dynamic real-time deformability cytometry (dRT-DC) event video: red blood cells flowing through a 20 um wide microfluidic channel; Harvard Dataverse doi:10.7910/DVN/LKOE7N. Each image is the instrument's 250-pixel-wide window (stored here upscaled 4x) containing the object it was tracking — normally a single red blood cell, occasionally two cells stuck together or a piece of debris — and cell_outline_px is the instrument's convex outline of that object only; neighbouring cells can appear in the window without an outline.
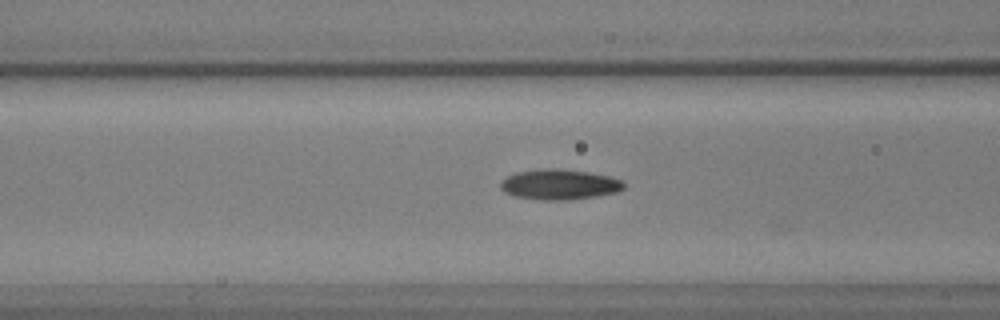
{"species": "common noctule bat (a hibernating species)", "species_latin": "Nyctalus noctula", "temperature_condition": "warm", "stored_images_in_passage": 48, "camera_frame_rate_fps": 3000, "um_per_image_px": 0.085, "animal": {"sex": "male", "body_mass_g": 17.9, "forearm_length_mm": 54.2}, "frame": {"image": 1, "passage_image": 24, "time_ms": 7.667, "image_size_px": [1000, 320], "cell_outline_px": [[624, 188], [616, 192], [592, 196], [564, 200], [544, 200], [512, 196], [504, 192], [500, 188], [500, 180], [516, 172], [544, 168], [560, 168], [588, 172], [608, 176], [620, 180], [624, 184]], "centroid_in_image_um": [47.47, 15.67], "position_along_channel_um": 119.1, "area_um2": 21.68}}
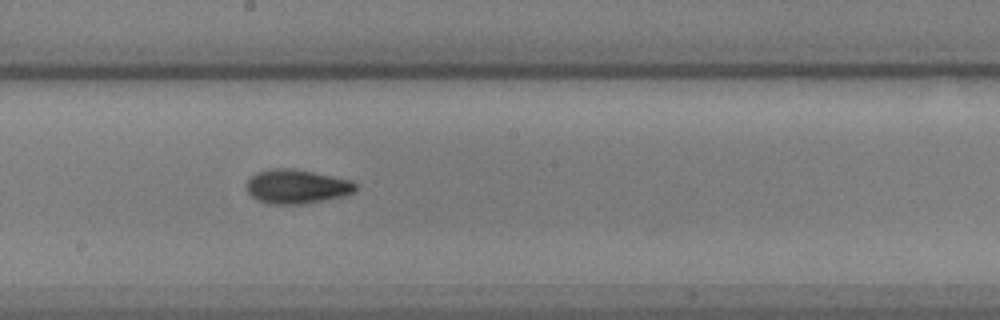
{"frame": {"image": 2, "passage_image": 33, "time_ms": 10.667, "image_size_px": [1000, 320], "cell_outline_px": [[360, 184], [356, 192], [344, 196], [304, 204], [268, 204], [256, 200], [248, 192], [248, 180], [256, 172], [272, 168], [296, 168], [352, 180]], "centroid_in_image_um": [25.29, 15.85], "position_along_channel_um": 222.9, "area_um2": 22.08}}
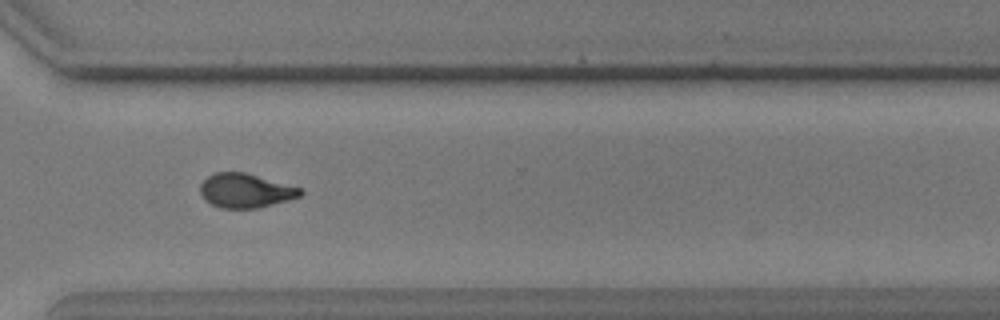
{"frame": {"image": 3, "passage_image": 44, "time_ms": 14.333, "image_size_px": [1000, 320], "cell_outline_px": [[304, 192], [300, 196], [288, 200], [256, 208], [220, 208], [204, 200], [200, 192], [200, 184], [208, 176], [216, 172], [244, 172], [300, 188]], "centroid_in_image_um": [20.83, 16.21], "position_along_channel_um": 349.8, "area_um2": 19.71}}